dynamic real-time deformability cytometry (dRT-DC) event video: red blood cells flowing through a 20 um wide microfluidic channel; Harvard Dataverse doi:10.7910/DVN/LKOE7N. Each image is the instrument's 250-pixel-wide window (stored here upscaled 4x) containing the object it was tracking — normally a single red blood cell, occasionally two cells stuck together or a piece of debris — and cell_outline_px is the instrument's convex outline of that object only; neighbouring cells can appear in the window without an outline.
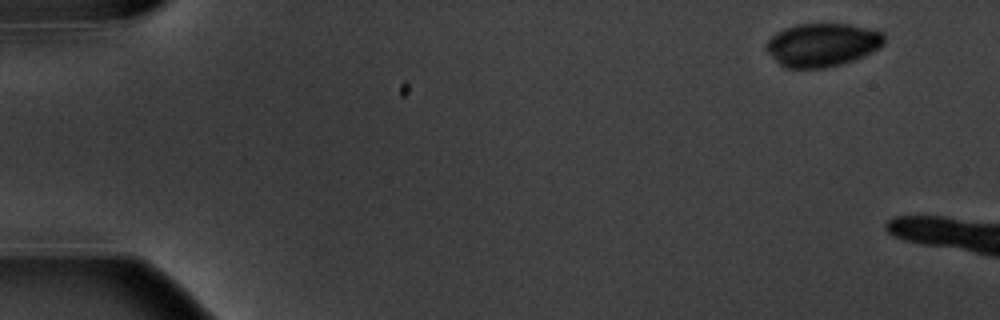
{"species": "common noctule bat (a hibernating species)", "species_latin": "Nyctalus noctula", "temperature_condition": "warm", "stored_images_in_passage": 3, "camera_frame_rate_fps": 3000, "um_per_image_px": 0.085, "animal": {"sex": "male", "body_mass_g": 20.1, "forearm_length_mm": 53.5}, "frame": {"image": 1, "passage_image": 1, "time_ms": 0.0, "image_size_px": [1000, 320], "cell_outline_px": [[884, 44], [852, 60], [840, 64], [824, 68], [784, 68], [768, 52], [764, 44], [776, 32], [784, 28], [796, 24], [848, 24], [884, 32]], "centroid_in_image_um": [69.84, 3.8], "position_along_channel_um": 15.2, "area_um2": 29.42}}